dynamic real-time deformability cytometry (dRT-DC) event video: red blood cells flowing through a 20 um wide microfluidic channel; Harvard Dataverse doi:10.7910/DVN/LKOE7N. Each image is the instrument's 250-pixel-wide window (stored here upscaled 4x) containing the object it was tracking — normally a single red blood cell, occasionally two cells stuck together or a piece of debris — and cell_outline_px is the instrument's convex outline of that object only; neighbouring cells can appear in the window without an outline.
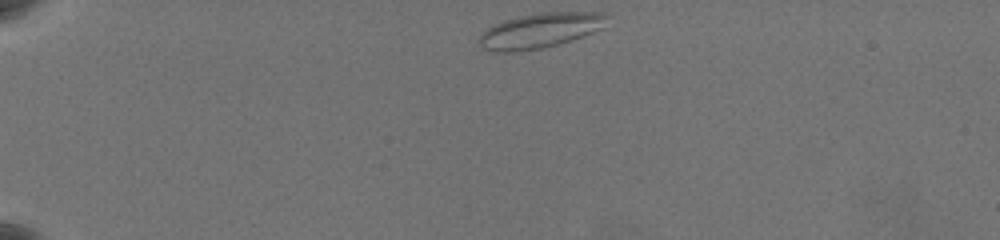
{"species": "common noctule bat (a hibernating species)", "species_latin": "Nyctalus noctula", "temperature_condition": "warm", "stored_images_in_passage": 48, "camera_frame_rate_fps": 3000, "um_per_image_px": 0.085, "animal": {"sex": "female", "body_mass_g": 19.5, "forearm_length_mm": 54.1}, "frame": {"image": 1, "passage_image": 1, "time_ms": 0.0, "image_size_px": [1000, 240], "cell_outline_px": [[608, 16], [604, 28], [556, 44], [540, 48], [512, 52], [496, 52], [484, 48], [476, 40], [488, 28], [504, 20], [520, 16], [540, 12], [600, 12]], "centroid_in_image_um": [45.9, 2.58], "position_along_channel_um": 39.1, "area_um2": 25.61}}
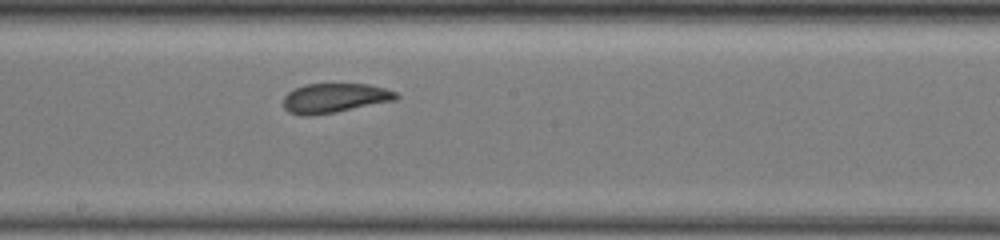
{"frame": {"image": 2, "passage_image": 23, "time_ms": 7.333, "image_size_px": [1000, 240], "cell_outline_px": [[400, 96], [396, 100], [336, 112], [308, 116], [304, 116], [288, 112], [284, 108], [284, 96], [288, 92], [304, 84], [368, 84], [384, 88], [396, 92]], "centroid_in_image_um": [28.44, 8.33], "position_along_channel_um": 219.8, "area_um2": 19.36}}
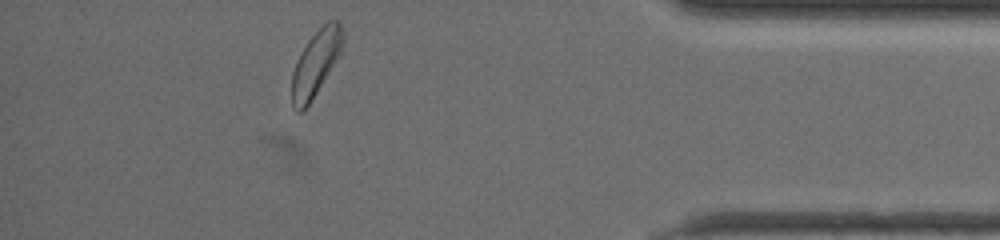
{"frame": {"image": 3, "passage_image": 42, "time_ms": 13.667, "image_size_px": [1000, 240], "cell_outline_px": [[344, 40], [340, 52], [316, 92], [308, 104], [300, 112], [296, 112], [292, 104], [292, 72], [300, 52], [308, 40], [328, 20], [336, 20], [340, 24], [344, 32]], "centroid_in_image_um": [26.83, 5.33], "position_along_channel_um": 408.4, "area_um2": 18.9}, "authors_computed_cell_mechanics": {"area_um2": 19.7676, "velocity_mm_per_s": 3.4712, "shape_relaxation_time_tau1_ms": 5.4406, "shape_relaxation_time_tau2_ms": 1.4792, "deformation_change_tau1": 0.1724, "deformation_change_tau2": 0.0873}}